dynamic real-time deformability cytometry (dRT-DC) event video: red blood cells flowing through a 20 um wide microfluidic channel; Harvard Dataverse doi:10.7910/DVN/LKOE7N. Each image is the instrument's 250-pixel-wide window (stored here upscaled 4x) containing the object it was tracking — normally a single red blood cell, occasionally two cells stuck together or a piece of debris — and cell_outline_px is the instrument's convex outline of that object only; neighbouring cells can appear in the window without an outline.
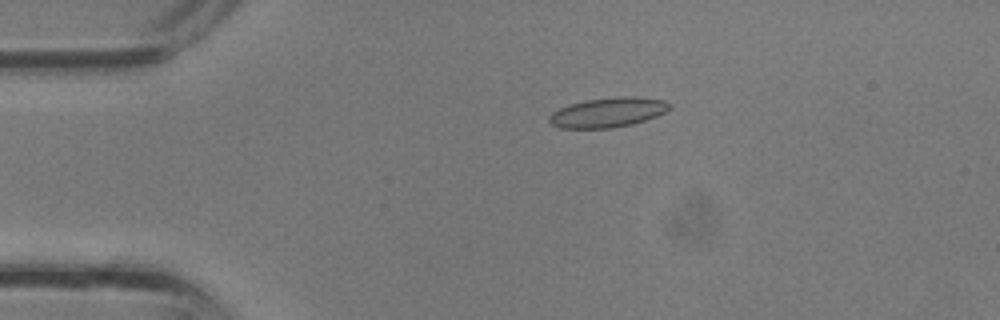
{"species": "common noctule bat (a hibernating species)", "species_latin": "Nyctalus noctula", "temperature_condition": "room temperature", "stored_images_in_passage": 36, "camera_frame_rate_fps": 3000, "um_per_image_px": 0.085, "animal": {"sex": "male", "body_mass_g": 13.3}, "frame": {"image": 1, "passage_image": 8, "time_ms": 2.333, "image_size_px": [1000, 320], "cell_outline_px": [[672, 108], [656, 116], [632, 124], [612, 128], [560, 128], [552, 124], [548, 120], [548, 116], [552, 112], [560, 108], [572, 104], [588, 100], [620, 96], [628, 96], [664, 100], [672, 104]], "centroid_in_image_um": [51.68, 9.56], "position_along_channel_um": 33.3, "area_um2": 20.63}}
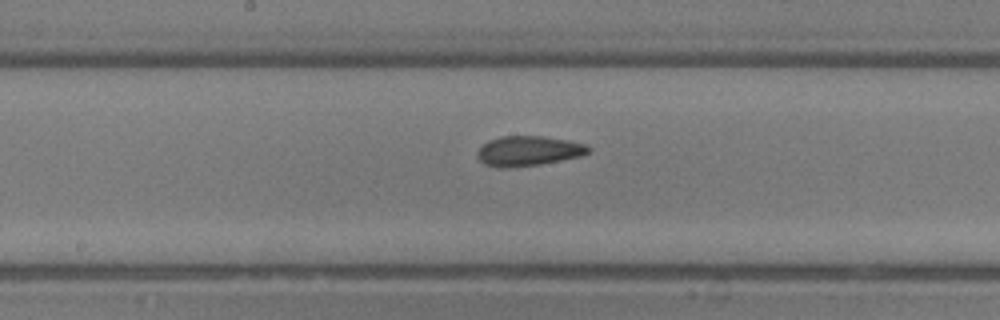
{"frame": {"image": 2, "passage_image": 19, "time_ms": 6.0, "image_size_px": [1000, 320], "cell_outline_px": [[592, 152], [580, 156], [540, 164], [504, 168], [484, 164], [476, 156], [476, 152], [488, 140], [500, 136], [544, 136], [568, 140], [584, 144], [592, 148]], "centroid_in_image_um": [44.92, 12.82], "position_along_channel_um": 203.3, "area_um2": 19.36}}
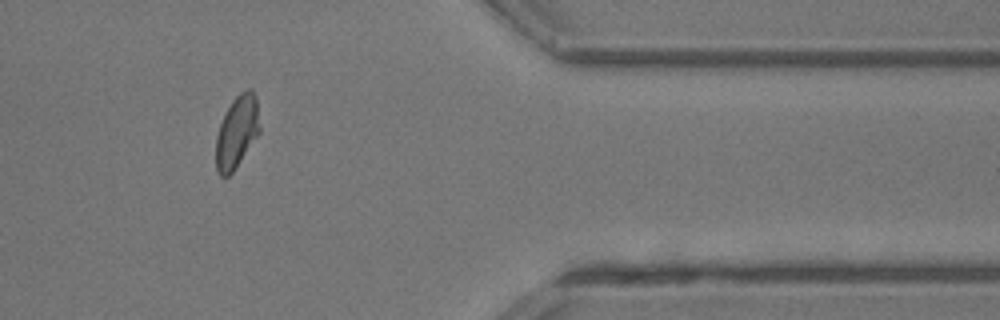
{"frame": {"image": 3, "passage_image": 30, "time_ms": 9.667, "image_size_px": [1000, 320], "cell_outline_px": [[260, 132], [232, 172], [228, 176], [220, 176], [216, 172], [216, 136], [220, 124], [232, 100], [240, 92], [248, 88], [252, 88], [256, 96], [260, 128]], "centroid_in_image_um": [20.14, 11.19], "position_along_channel_um": 391.3, "area_um2": 18.32}}